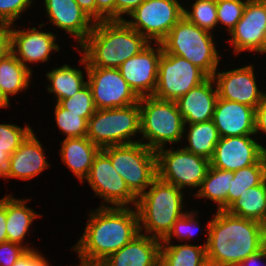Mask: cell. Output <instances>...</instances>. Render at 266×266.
<instances>
[{
	"mask_svg": "<svg viewBox=\"0 0 266 266\" xmlns=\"http://www.w3.org/2000/svg\"><path fill=\"white\" fill-rule=\"evenodd\" d=\"M12 24L0 22V59L11 52V31Z\"/></svg>",
	"mask_w": 266,
	"mask_h": 266,
	"instance_id": "43",
	"label": "cell"
},
{
	"mask_svg": "<svg viewBox=\"0 0 266 266\" xmlns=\"http://www.w3.org/2000/svg\"><path fill=\"white\" fill-rule=\"evenodd\" d=\"M96 196H101L106 203L114 207L136 205L137 197L129 190L123 178L114 169L111 159L100 150L95 156L88 177L86 178Z\"/></svg>",
	"mask_w": 266,
	"mask_h": 266,
	"instance_id": "13",
	"label": "cell"
},
{
	"mask_svg": "<svg viewBox=\"0 0 266 266\" xmlns=\"http://www.w3.org/2000/svg\"><path fill=\"white\" fill-rule=\"evenodd\" d=\"M39 140L32 131L11 155L4 178L28 180L49 166Z\"/></svg>",
	"mask_w": 266,
	"mask_h": 266,
	"instance_id": "23",
	"label": "cell"
},
{
	"mask_svg": "<svg viewBox=\"0 0 266 266\" xmlns=\"http://www.w3.org/2000/svg\"><path fill=\"white\" fill-rule=\"evenodd\" d=\"M187 137L190 146H185L184 149L209 160L220 138L212 120L189 124Z\"/></svg>",
	"mask_w": 266,
	"mask_h": 266,
	"instance_id": "31",
	"label": "cell"
},
{
	"mask_svg": "<svg viewBox=\"0 0 266 266\" xmlns=\"http://www.w3.org/2000/svg\"><path fill=\"white\" fill-rule=\"evenodd\" d=\"M182 200L181 189L157 177L150 189L137 197L134 206L138 214L139 232L142 233L143 223L147 234L153 232L150 236L162 241L176 220L185 214L181 212Z\"/></svg>",
	"mask_w": 266,
	"mask_h": 266,
	"instance_id": "4",
	"label": "cell"
},
{
	"mask_svg": "<svg viewBox=\"0 0 266 266\" xmlns=\"http://www.w3.org/2000/svg\"><path fill=\"white\" fill-rule=\"evenodd\" d=\"M207 225L206 245L209 266H238L266 247V226L225 210L213 215Z\"/></svg>",
	"mask_w": 266,
	"mask_h": 266,
	"instance_id": "1",
	"label": "cell"
},
{
	"mask_svg": "<svg viewBox=\"0 0 266 266\" xmlns=\"http://www.w3.org/2000/svg\"><path fill=\"white\" fill-rule=\"evenodd\" d=\"M260 130L266 133V94L255 109V134Z\"/></svg>",
	"mask_w": 266,
	"mask_h": 266,
	"instance_id": "45",
	"label": "cell"
},
{
	"mask_svg": "<svg viewBox=\"0 0 266 266\" xmlns=\"http://www.w3.org/2000/svg\"><path fill=\"white\" fill-rule=\"evenodd\" d=\"M157 45L155 50L149 44L118 67L122 77L139 98L153 96L156 89L159 60L163 52L161 44Z\"/></svg>",
	"mask_w": 266,
	"mask_h": 266,
	"instance_id": "14",
	"label": "cell"
},
{
	"mask_svg": "<svg viewBox=\"0 0 266 266\" xmlns=\"http://www.w3.org/2000/svg\"><path fill=\"white\" fill-rule=\"evenodd\" d=\"M263 146L250 135L220 137L210 165L217 169L237 171L256 164L262 158Z\"/></svg>",
	"mask_w": 266,
	"mask_h": 266,
	"instance_id": "15",
	"label": "cell"
},
{
	"mask_svg": "<svg viewBox=\"0 0 266 266\" xmlns=\"http://www.w3.org/2000/svg\"><path fill=\"white\" fill-rule=\"evenodd\" d=\"M253 66L216 72L212 78L217 86L218 98L235 101L256 109L266 93L258 90Z\"/></svg>",
	"mask_w": 266,
	"mask_h": 266,
	"instance_id": "16",
	"label": "cell"
},
{
	"mask_svg": "<svg viewBox=\"0 0 266 266\" xmlns=\"http://www.w3.org/2000/svg\"><path fill=\"white\" fill-rule=\"evenodd\" d=\"M266 28V0H247L242 18L231 30L235 53L258 51L263 53V35Z\"/></svg>",
	"mask_w": 266,
	"mask_h": 266,
	"instance_id": "17",
	"label": "cell"
},
{
	"mask_svg": "<svg viewBox=\"0 0 266 266\" xmlns=\"http://www.w3.org/2000/svg\"><path fill=\"white\" fill-rule=\"evenodd\" d=\"M160 264L162 266H209L206 245L163 243L160 247Z\"/></svg>",
	"mask_w": 266,
	"mask_h": 266,
	"instance_id": "28",
	"label": "cell"
},
{
	"mask_svg": "<svg viewBox=\"0 0 266 266\" xmlns=\"http://www.w3.org/2000/svg\"><path fill=\"white\" fill-rule=\"evenodd\" d=\"M213 82V83H212ZM214 79L208 77L204 82L190 89L176 103L184 119V124L212 120L218 99L217 88L213 89Z\"/></svg>",
	"mask_w": 266,
	"mask_h": 266,
	"instance_id": "21",
	"label": "cell"
},
{
	"mask_svg": "<svg viewBox=\"0 0 266 266\" xmlns=\"http://www.w3.org/2000/svg\"><path fill=\"white\" fill-rule=\"evenodd\" d=\"M10 154L0 150V177H4L7 173Z\"/></svg>",
	"mask_w": 266,
	"mask_h": 266,
	"instance_id": "49",
	"label": "cell"
},
{
	"mask_svg": "<svg viewBox=\"0 0 266 266\" xmlns=\"http://www.w3.org/2000/svg\"><path fill=\"white\" fill-rule=\"evenodd\" d=\"M37 250H27L13 266H49L48 262L45 260L40 252Z\"/></svg>",
	"mask_w": 266,
	"mask_h": 266,
	"instance_id": "41",
	"label": "cell"
},
{
	"mask_svg": "<svg viewBox=\"0 0 266 266\" xmlns=\"http://www.w3.org/2000/svg\"><path fill=\"white\" fill-rule=\"evenodd\" d=\"M196 215L193 214V212H187L180 218L176 220V222L173 224L172 229L168 233V235L161 241V243H170L171 238L173 235L177 237L178 239H189L195 234V230L198 229L196 225L198 224V221L195 219ZM195 224V226H194ZM193 225V226H192ZM196 228V229H194Z\"/></svg>",
	"mask_w": 266,
	"mask_h": 266,
	"instance_id": "38",
	"label": "cell"
},
{
	"mask_svg": "<svg viewBox=\"0 0 266 266\" xmlns=\"http://www.w3.org/2000/svg\"><path fill=\"white\" fill-rule=\"evenodd\" d=\"M59 104L74 114H81V117L85 118L87 121L96 111L91 88L88 84L72 97L61 100Z\"/></svg>",
	"mask_w": 266,
	"mask_h": 266,
	"instance_id": "35",
	"label": "cell"
},
{
	"mask_svg": "<svg viewBox=\"0 0 266 266\" xmlns=\"http://www.w3.org/2000/svg\"><path fill=\"white\" fill-rule=\"evenodd\" d=\"M234 178L233 171L217 169L210 165L206 177L195 195L213 200L218 204V211L227 208V194Z\"/></svg>",
	"mask_w": 266,
	"mask_h": 266,
	"instance_id": "29",
	"label": "cell"
},
{
	"mask_svg": "<svg viewBox=\"0 0 266 266\" xmlns=\"http://www.w3.org/2000/svg\"><path fill=\"white\" fill-rule=\"evenodd\" d=\"M225 211L266 226V179L257 186L247 188Z\"/></svg>",
	"mask_w": 266,
	"mask_h": 266,
	"instance_id": "25",
	"label": "cell"
},
{
	"mask_svg": "<svg viewBox=\"0 0 266 266\" xmlns=\"http://www.w3.org/2000/svg\"><path fill=\"white\" fill-rule=\"evenodd\" d=\"M183 14L188 21L208 31L218 24L216 0H196L192 12L184 8Z\"/></svg>",
	"mask_w": 266,
	"mask_h": 266,
	"instance_id": "33",
	"label": "cell"
},
{
	"mask_svg": "<svg viewBox=\"0 0 266 266\" xmlns=\"http://www.w3.org/2000/svg\"><path fill=\"white\" fill-rule=\"evenodd\" d=\"M30 4L31 0H0V22L12 24Z\"/></svg>",
	"mask_w": 266,
	"mask_h": 266,
	"instance_id": "39",
	"label": "cell"
},
{
	"mask_svg": "<svg viewBox=\"0 0 266 266\" xmlns=\"http://www.w3.org/2000/svg\"><path fill=\"white\" fill-rule=\"evenodd\" d=\"M80 265L79 266H106L104 262L100 261H88L84 259H80Z\"/></svg>",
	"mask_w": 266,
	"mask_h": 266,
	"instance_id": "50",
	"label": "cell"
},
{
	"mask_svg": "<svg viewBox=\"0 0 266 266\" xmlns=\"http://www.w3.org/2000/svg\"><path fill=\"white\" fill-rule=\"evenodd\" d=\"M141 141L101 149L136 197L144 193L157 178L156 151Z\"/></svg>",
	"mask_w": 266,
	"mask_h": 266,
	"instance_id": "7",
	"label": "cell"
},
{
	"mask_svg": "<svg viewBox=\"0 0 266 266\" xmlns=\"http://www.w3.org/2000/svg\"><path fill=\"white\" fill-rule=\"evenodd\" d=\"M81 63L85 64L96 109H111L139 103V97L130 88L120 74L118 68L90 67L82 56Z\"/></svg>",
	"mask_w": 266,
	"mask_h": 266,
	"instance_id": "12",
	"label": "cell"
},
{
	"mask_svg": "<svg viewBox=\"0 0 266 266\" xmlns=\"http://www.w3.org/2000/svg\"><path fill=\"white\" fill-rule=\"evenodd\" d=\"M208 77L190 61L163 51L159 60L157 85L153 96L161 100L177 101Z\"/></svg>",
	"mask_w": 266,
	"mask_h": 266,
	"instance_id": "9",
	"label": "cell"
},
{
	"mask_svg": "<svg viewBox=\"0 0 266 266\" xmlns=\"http://www.w3.org/2000/svg\"><path fill=\"white\" fill-rule=\"evenodd\" d=\"M263 53H266V28L263 35Z\"/></svg>",
	"mask_w": 266,
	"mask_h": 266,
	"instance_id": "53",
	"label": "cell"
},
{
	"mask_svg": "<svg viewBox=\"0 0 266 266\" xmlns=\"http://www.w3.org/2000/svg\"><path fill=\"white\" fill-rule=\"evenodd\" d=\"M139 107L142 138L148 139L143 144L157 151L165 143L181 141L185 124L176 101L146 96L139 99Z\"/></svg>",
	"mask_w": 266,
	"mask_h": 266,
	"instance_id": "6",
	"label": "cell"
},
{
	"mask_svg": "<svg viewBox=\"0 0 266 266\" xmlns=\"http://www.w3.org/2000/svg\"><path fill=\"white\" fill-rule=\"evenodd\" d=\"M31 132L29 126L21 128L13 124H0V150L11 155Z\"/></svg>",
	"mask_w": 266,
	"mask_h": 266,
	"instance_id": "37",
	"label": "cell"
},
{
	"mask_svg": "<svg viewBox=\"0 0 266 266\" xmlns=\"http://www.w3.org/2000/svg\"><path fill=\"white\" fill-rule=\"evenodd\" d=\"M7 242L6 232V196L0 199V243Z\"/></svg>",
	"mask_w": 266,
	"mask_h": 266,
	"instance_id": "47",
	"label": "cell"
},
{
	"mask_svg": "<svg viewBox=\"0 0 266 266\" xmlns=\"http://www.w3.org/2000/svg\"><path fill=\"white\" fill-rule=\"evenodd\" d=\"M262 158H263L264 165H265V179H266V148L264 147L262 149Z\"/></svg>",
	"mask_w": 266,
	"mask_h": 266,
	"instance_id": "52",
	"label": "cell"
},
{
	"mask_svg": "<svg viewBox=\"0 0 266 266\" xmlns=\"http://www.w3.org/2000/svg\"><path fill=\"white\" fill-rule=\"evenodd\" d=\"M47 78L51 83V85H48V91L55 93L57 103L72 97L87 84L83 80L82 71L71 68L67 64L48 72Z\"/></svg>",
	"mask_w": 266,
	"mask_h": 266,
	"instance_id": "30",
	"label": "cell"
},
{
	"mask_svg": "<svg viewBox=\"0 0 266 266\" xmlns=\"http://www.w3.org/2000/svg\"><path fill=\"white\" fill-rule=\"evenodd\" d=\"M101 149L87 137L65 138L61 146V158L64 164L81 182L87 178L95 156Z\"/></svg>",
	"mask_w": 266,
	"mask_h": 266,
	"instance_id": "24",
	"label": "cell"
},
{
	"mask_svg": "<svg viewBox=\"0 0 266 266\" xmlns=\"http://www.w3.org/2000/svg\"><path fill=\"white\" fill-rule=\"evenodd\" d=\"M55 37L51 32H40L35 27L20 31L12 29L11 52L27 68L25 62H46L52 50L60 49Z\"/></svg>",
	"mask_w": 266,
	"mask_h": 266,
	"instance_id": "19",
	"label": "cell"
},
{
	"mask_svg": "<svg viewBox=\"0 0 266 266\" xmlns=\"http://www.w3.org/2000/svg\"><path fill=\"white\" fill-rule=\"evenodd\" d=\"M161 241L139 233L103 262L106 266H157L160 264Z\"/></svg>",
	"mask_w": 266,
	"mask_h": 266,
	"instance_id": "22",
	"label": "cell"
},
{
	"mask_svg": "<svg viewBox=\"0 0 266 266\" xmlns=\"http://www.w3.org/2000/svg\"><path fill=\"white\" fill-rule=\"evenodd\" d=\"M266 257V247L255 255L249 256L238 266H258L257 262H261L262 258ZM266 266V265H265Z\"/></svg>",
	"mask_w": 266,
	"mask_h": 266,
	"instance_id": "48",
	"label": "cell"
},
{
	"mask_svg": "<svg viewBox=\"0 0 266 266\" xmlns=\"http://www.w3.org/2000/svg\"><path fill=\"white\" fill-rule=\"evenodd\" d=\"M157 177L179 189L200 187L210 167V160L187 150L156 151Z\"/></svg>",
	"mask_w": 266,
	"mask_h": 266,
	"instance_id": "10",
	"label": "cell"
},
{
	"mask_svg": "<svg viewBox=\"0 0 266 266\" xmlns=\"http://www.w3.org/2000/svg\"><path fill=\"white\" fill-rule=\"evenodd\" d=\"M97 22L115 20V0H96Z\"/></svg>",
	"mask_w": 266,
	"mask_h": 266,
	"instance_id": "42",
	"label": "cell"
},
{
	"mask_svg": "<svg viewBox=\"0 0 266 266\" xmlns=\"http://www.w3.org/2000/svg\"><path fill=\"white\" fill-rule=\"evenodd\" d=\"M31 249L33 248L14 242L0 243V266H13L27 250Z\"/></svg>",
	"mask_w": 266,
	"mask_h": 266,
	"instance_id": "40",
	"label": "cell"
},
{
	"mask_svg": "<svg viewBox=\"0 0 266 266\" xmlns=\"http://www.w3.org/2000/svg\"><path fill=\"white\" fill-rule=\"evenodd\" d=\"M219 137L255 135V108L218 98L212 117Z\"/></svg>",
	"mask_w": 266,
	"mask_h": 266,
	"instance_id": "18",
	"label": "cell"
},
{
	"mask_svg": "<svg viewBox=\"0 0 266 266\" xmlns=\"http://www.w3.org/2000/svg\"><path fill=\"white\" fill-rule=\"evenodd\" d=\"M165 53L190 61L209 77L217 72L219 55L212 33L188 21L184 16L160 42Z\"/></svg>",
	"mask_w": 266,
	"mask_h": 266,
	"instance_id": "5",
	"label": "cell"
},
{
	"mask_svg": "<svg viewBox=\"0 0 266 266\" xmlns=\"http://www.w3.org/2000/svg\"><path fill=\"white\" fill-rule=\"evenodd\" d=\"M246 1L216 0L217 23L227 25L229 33L242 18Z\"/></svg>",
	"mask_w": 266,
	"mask_h": 266,
	"instance_id": "36",
	"label": "cell"
},
{
	"mask_svg": "<svg viewBox=\"0 0 266 266\" xmlns=\"http://www.w3.org/2000/svg\"><path fill=\"white\" fill-rule=\"evenodd\" d=\"M79 7L93 20L97 22L96 0H75Z\"/></svg>",
	"mask_w": 266,
	"mask_h": 266,
	"instance_id": "46",
	"label": "cell"
},
{
	"mask_svg": "<svg viewBox=\"0 0 266 266\" xmlns=\"http://www.w3.org/2000/svg\"><path fill=\"white\" fill-rule=\"evenodd\" d=\"M44 4L49 20L56 27L71 33L80 45L86 40L93 29L94 21L75 0H44Z\"/></svg>",
	"mask_w": 266,
	"mask_h": 266,
	"instance_id": "20",
	"label": "cell"
},
{
	"mask_svg": "<svg viewBox=\"0 0 266 266\" xmlns=\"http://www.w3.org/2000/svg\"><path fill=\"white\" fill-rule=\"evenodd\" d=\"M145 0H115V20H124L123 14L130 15Z\"/></svg>",
	"mask_w": 266,
	"mask_h": 266,
	"instance_id": "44",
	"label": "cell"
},
{
	"mask_svg": "<svg viewBox=\"0 0 266 266\" xmlns=\"http://www.w3.org/2000/svg\"><path fill=\"white\" fill-rule=\"evenodd\" d=\"M55 117L57 126L66 138L86 137L88 121L81 114H74L57 103Z\"/></svg>",
	"mask_w": 266,
	"mask_h": 266,
	"instance_id": "34",
	"label": "cell"
},
{
	"mask_svg": "<svg viewBox=\"0 0 266 266\" xmlns=\"http://www.w3.org/2000/svg\"><path fill=\"white\" fill-rule=\"evenodd\" d=\"M31 75V69L25 67L12 52L0 59V90L7 100L10 95L28 88Z\"/></svg>",
	"mask_w": 266,
	"mask_h": 266,
	"instance_id": "27",
	"label": "cell"
},
{
	"mask_svg": "<svg viewBox=\"0 0 266 266\" xmlns=\"http://www.w3.org/2000/svg\"><path fill=\"white\" fill-rule=\"evenodd\" d=\"M265 180V165L263 158L256 164L234 171L231 186L227 194V207L234 202L247 188L261 184Z\"/></svg>",
	"mask_w": 266,
	"mask_h": 266,
	"instance_id": "32",
	"label": "cell"
},
{
	"mask_svg": "<svg viewBox=\"0 0 266 266\" xmlns=\"http://www.w3.org/2000/svg\"><path fill=\"white\" fill-rule=\"evenodd\" d=\"M183 12L178 0H145L130 14L134 21L125 22L150 43H160L184 16Z\"/></svg>",
	"mask_w": 266,
	"mask_h": 266,
	"instance_id": "11",
	"label": "cell"
},
{
	"mask_svg": "<svg viewBox=\"0 0 266 266\" xmlns=\"http://www.w3.org/2000/svg\"><path fill=\"white\" fill-rule=\"evenodd\" d=\"M9 105V100L5 98L0 90V107H7Z\"/></svg>",
	"mask_w": 266,
	"mask_h": 266,
	"instance_id": "51",
	"label": "cell"
},
{
	"mask_svg": "<svg viewBox=\"0 0 266 266\" xmlns=\"http://www.w3.org/2000/svg\"><path fill=\"white\" fill-rule=\"evenodd\" d=\"M149 44L125 20H104L94 23L91 33L80 46L90 67L118 68Z\"/></svg>",
	"mask_w": 266,
	"mask_h": 266,
	"instance_id": "3",
	"label": "cell"
},
{
	"mask_svg": "<svg viewBox=\"0 0 266 266\" xmlns=\"http://www.w3.org/2000/svg\"><path fill=\"white\" fill-rule=\"evenodd\" d=\"M27 200L6 196V232L7 242L21 244L30 224L40 216L26 207Z\"/></svg>",
	"mask_w": 266,
	"mask_h": 266,
	"instance_id": "26",
	"label": "cell"
},
{
	"mask_svg": "<svg viewBox=\"0 0 266 266\" xmlns=\"http://www.w3.org/2000/svg\"><path fill=\"white\" fill-rule=\"evenodd\" d=\"M95 211L74 250L79 259L103 262L140 233L138 214L129 207L105 205Z\"/></svg>",
	"mask_w": 266,
	"mask_h": 266,
	"instance_id": "2",
	"label": "cell"
},
{
	"mask_svg": "<svg viewBox=\"0 0 266 266\" xmlns=\"http://www.w3.org/2000/svg\"><path fill=\"white\" fill-rule=\"evenodd\" d=\"M141 132L139 103L111 109H96L88 120L86 137L100 149L139 141L131 140Z\"/></svg>",
	"mask_w": 266,
	"mask_h": 266,
	"instance_id": "8",
	"label": "cell"
}]
</instances>
